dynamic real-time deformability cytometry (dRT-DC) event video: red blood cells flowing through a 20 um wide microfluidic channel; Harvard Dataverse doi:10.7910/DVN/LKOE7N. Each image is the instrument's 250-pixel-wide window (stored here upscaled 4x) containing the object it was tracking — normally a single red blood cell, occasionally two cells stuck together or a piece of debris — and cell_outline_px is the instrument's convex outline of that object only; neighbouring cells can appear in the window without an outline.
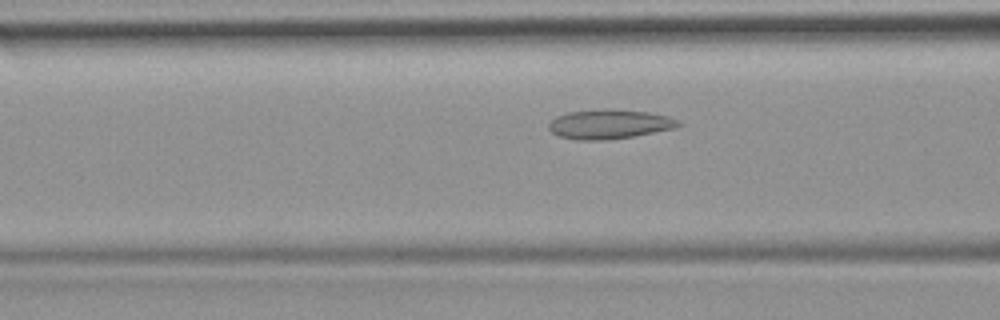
{"species": "common noctule bat (a hibernating species)", "species_latin": "Nyctalus noctula", "temperature_condition": "room temperature", "stored_images_in_passage": 38, "camera_frame_rate_fps": 3000, "um_per_image_px": 0.085, "animal": {"sex": "female", "body_mass_g": 19.9}, "frame": {"image": 1, "passage_image": 13, "time_ms": 4.0, "image_size_px": [1000, 320], "cell_outline_px": [[684, 124], [676, 128], [632, 136], [604, 140], [576, 140], [560, 136], [552, 132], [548, 128], [548, 124], [556, 116], [568, 112], [600, 108], [648, 112], [668, 116], [680, 120]], "centroid_in_image_um": [51.81, 10.54], "position_along_channel_um": 114.8, "area_um2": 22.31}}
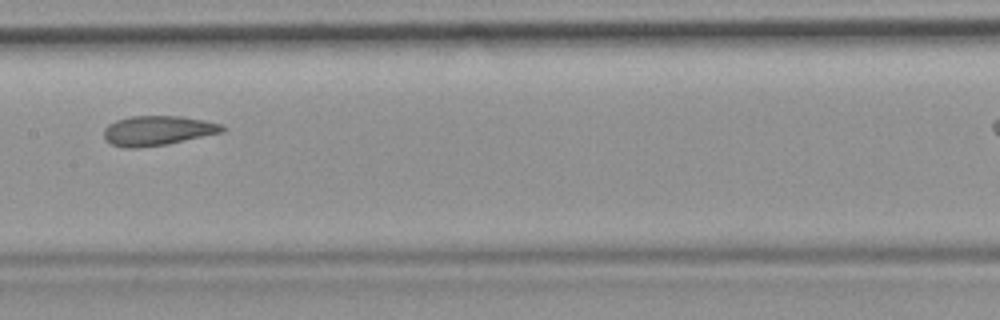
{"frame": {"image": 2, "passage_image": 19, "time_ms": 6.0, "image_size_px": [1000, 320], "cell_outline_px": [[228, 128], [224, 132], [168, 144], [136, 148], [124, 148], [112, 144], [104, 140], [104, 128], [108, 124], [116, 120], [132, 116], [180, 116], [204, 120], [220, 124]], "centroid_in_image_um": [13.4, 11.1], "position_along_channel_um": 194.0, "area_um2": 20.63}}
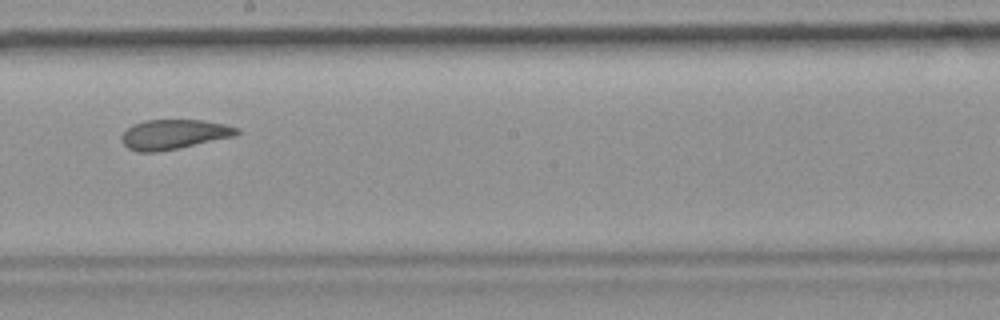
{"frame": {"image": 3, "passage_image": 22, "time_ms": 7.0, "image_size_px": [1000, 320], "cell_outline_px": [[240, 132], [236, 136], [156, 152], [136, 152], [128, 148], [124, 144], [124, 132], [132, 124], [144, 120], [200, 120], [224, 124], [240, 128]], "centroid_in_image_um": [14.81, 11.41], "position_along_channel_um": 233.4, "area_um2": 19.71}, "authors_computed_cell_mechanics": {"area_um2": 21.1548, "velocity_mm_per_s": 3.9664, "shape_relaxation_time_tau1_ms": null, "shape_relaxation_time_tau2_ms": 1.8938, "deformation_change_tau1": null, "deformation_change_tau2": 0.0976}}